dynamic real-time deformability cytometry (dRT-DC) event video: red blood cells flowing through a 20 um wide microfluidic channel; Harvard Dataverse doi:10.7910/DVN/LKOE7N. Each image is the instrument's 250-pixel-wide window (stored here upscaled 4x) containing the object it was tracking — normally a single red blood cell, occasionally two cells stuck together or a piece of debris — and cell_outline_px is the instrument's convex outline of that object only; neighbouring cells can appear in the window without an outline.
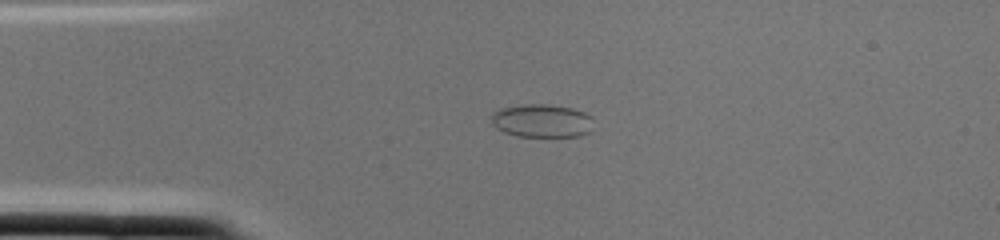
{"species": "common noctule bat (a hibernating species)", "species_latin": "Nyctalus noctula", "temperature_condition": "cold", "stored_images_in_passage": 1, "camera_frame_rate_fps": 3000, "um_per_image_px": 0.085, "animal": {"sex": "female", "body_mass_g": 22.0, "forearm_length_mm": 56.7}, "frame": {"image": 1, "passage_image": 1, "time_ms": 0.0, "image_size_px": [1000, 240], "cell_outline_px": [[592, 116], [588, 132], [580, 136], [516, 136], [504, 132], [496, 128], [492, 124], [492, 112], [500, 108], [524, 104], [548, 104], [572, 108], [584, 112]], "centroid_in_image_um": [46.01, 10.25], "position_along_channel_um": 39.0, "area_um2": 19.71}}